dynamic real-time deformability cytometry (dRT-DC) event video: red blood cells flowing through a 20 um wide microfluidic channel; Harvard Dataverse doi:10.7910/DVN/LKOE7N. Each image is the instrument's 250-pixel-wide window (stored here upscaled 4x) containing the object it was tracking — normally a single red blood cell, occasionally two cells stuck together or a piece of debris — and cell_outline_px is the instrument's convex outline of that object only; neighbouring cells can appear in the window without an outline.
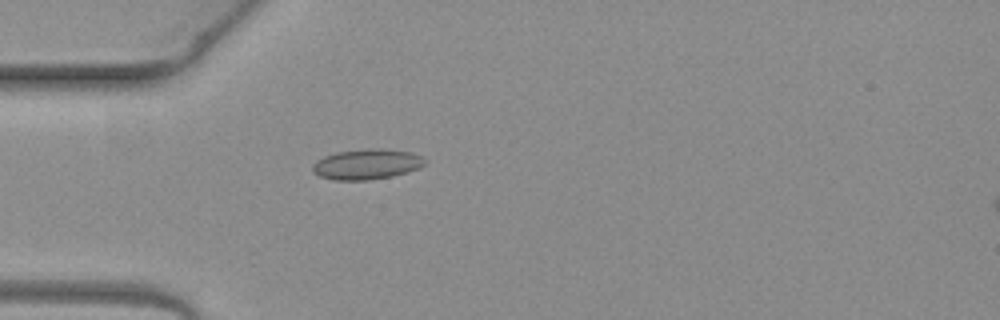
{"species": "common noctule bat (a hibernating species)", "species_latin": "Nyctalus noctula", "temperature_condition": "warm", "stored_images_in_passage": 1, "camera_frame_rate_fps": 3000, "um_per_image_px": 0.085, "animal": {"sex": "female", "body_mass_g": 19.3, "forearm_length_mm": 54.1}, "frame": {"image": 1, "passage_image": 1, "time_ms": 0.0, "image_size_px": [1000, 320], "cell_outline_px": [[428, 160], [420, 168], [408, 172], [392, 176], [368, 180], [332, 180], [320, 176], [312, 172], [312, 164], [316, 160], [324, 156], [336, 152], [368, 148], [380, 148], [412, 152]], "centroid_in_image_um": [31.17, 13.95], "position_along_channel_um": 53.8, "area_um2": 20.11}}